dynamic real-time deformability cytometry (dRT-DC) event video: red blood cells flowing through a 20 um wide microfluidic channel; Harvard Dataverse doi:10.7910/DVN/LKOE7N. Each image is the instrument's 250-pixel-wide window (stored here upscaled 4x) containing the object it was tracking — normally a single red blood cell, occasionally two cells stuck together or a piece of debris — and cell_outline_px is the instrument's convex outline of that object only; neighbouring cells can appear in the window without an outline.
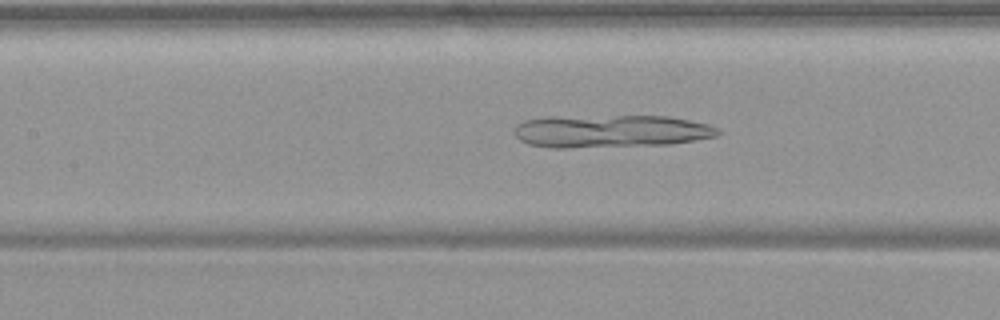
{"species": "common noctule bat (a hibernating species)", "species_latin": "Nyctalus noctula", "temperature_condition": "warm", "stored_images_in_passage": 54, "camera_frame_rate_fps": 3000, "um_per_image_px": 0.085, "animal": {"sex": "female", "body_mass_g": 19.9}, "frame": {"image": 1, "passage_image": 25, "time_ms": 8.0, "image_size_px": [1000, 320], "cell_outline_px": [[724, 132], [716, 136], [696, 140], [672, 144], [568, 148], [552, 148], [528, 144], [520, 140], [512, 132], [512, 128], [516, 124], [524, 120], [548, 116], [668, 116], [708, 124]], "centroid_in_image_um": [51.86, 11.15], "position_along_channel_um": 155.5, "area_um2": 39.3}}
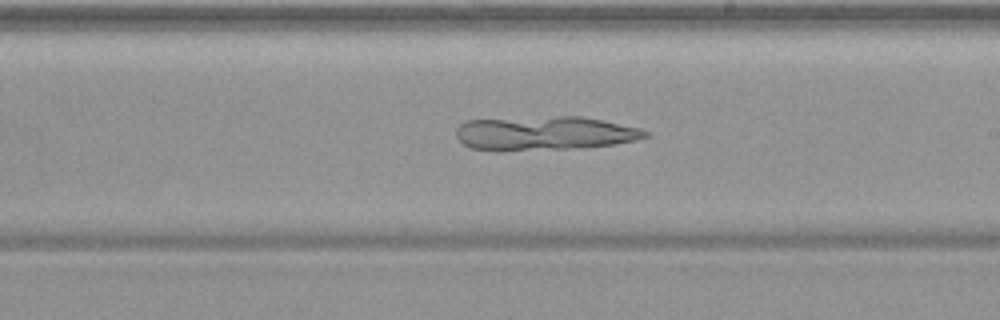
{"frame": {"image": 2, "passage_image": 32, "time_ms": 10.333, "image_size_px": [1000, 320], "cell_outline_px": [[648, 136], [636, 140], [612, 144], [568, 148], [500, 152], [496, 152], [472, 148], [464, 144], [456, 136], [456, 128], [460, 124], [468, 120], [556, 116], [580, 116], [640, 128], [648, 132]], "centroid_in_image_um": [46.21, 11.33], "position_along_channel_um": 242.8, "area_um2": 37.4}}
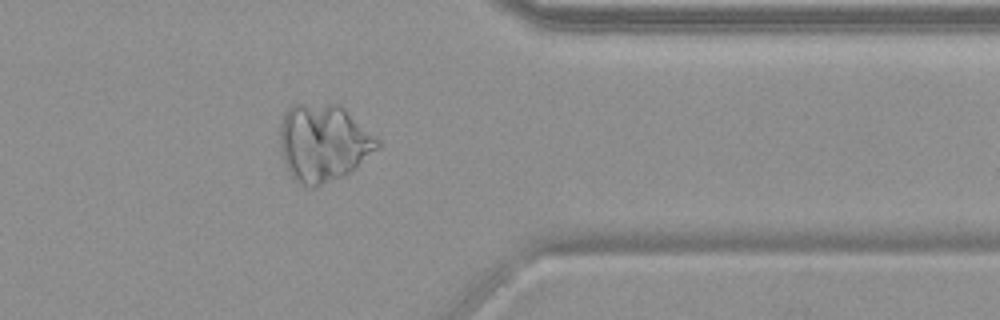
{"frame": {"image": 3, "passage_image": 44, "time_ms": 14.333, "image_size_px": [1000, 320], "cell_outline_px": [[380, 148], [356, 168], [344, 176], [316, 188], [312, 188], [300, 184], [292, 180], [284, 164], [280, 148], [280, 124], [284, 112], [292, 104], [340, 104], [376, 136], [380, 140]], "centroid_in_image_um": [27.48, 12.17], "position_along_channel_um": 383.9, "area_um2": 44.74}}